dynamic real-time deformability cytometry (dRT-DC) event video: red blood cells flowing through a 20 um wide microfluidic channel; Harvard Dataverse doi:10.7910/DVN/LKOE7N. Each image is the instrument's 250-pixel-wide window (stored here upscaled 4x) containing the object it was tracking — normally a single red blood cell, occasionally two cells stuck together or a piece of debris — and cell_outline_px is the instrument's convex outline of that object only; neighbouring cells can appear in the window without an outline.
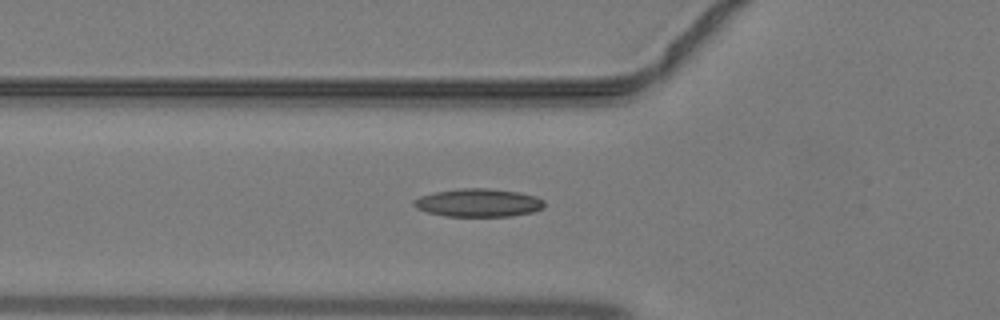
{"species": "common noctule bat (a hibernating species)", "species_latin": "Nyctalus noctula", "temperature_condition": "warm", "stored_images_in_passage": 38, "camera_frame_rate_fps": 3000, "um_per_image_px": 0.085, "animal": {"sex": "male", "body_mass_g": 19.2, "forearm_length_mm": 51.8}, "frame": {"image": 1, "passage_image": 14, "time_ms": 4.333, "image_size_px": [1000, 320], "cell_outline_px": [[544, 208], [532, 212], [512, 216], [444, 216], [428, 212], [416, 208], [412, 204], [412, 200], [420, 196], [436, 192], [460, 188], [488, 188], [516, 192], [536, 196], [544, 200]], "centroid_in_image_um": [40.65, 17.23], "position_along_channel_um": 85.1, "area_um2": 21.39}}
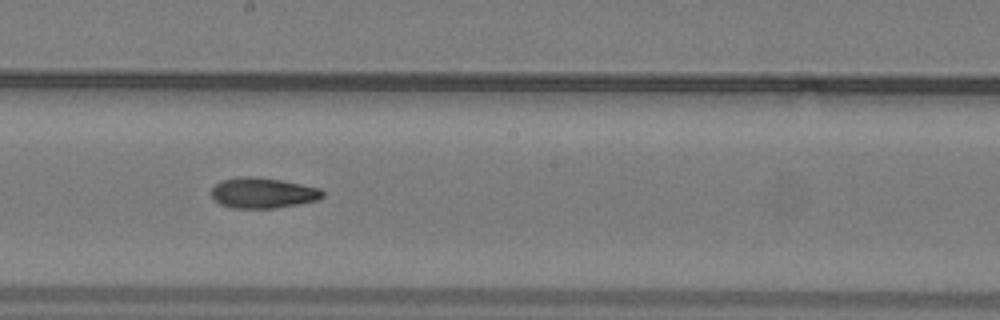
{"frame": {"image": 2, "passage_image": 23, "time_ms": 7.333, "image_size_px": [1000, 320], "cell_outline_px": [[324, 196], [320, 200], [276, 208], [232, 208], [220, 204], [212, 196], [212, 188], [216, 184], [224, 180], [240, 176], [248, 176], [280, 180], [320, 188], [324, 192]], "centroid_in_image_um": [22.37, 16.41], "position_along_channel_um": 225.8, "area_um2": 19.65}}
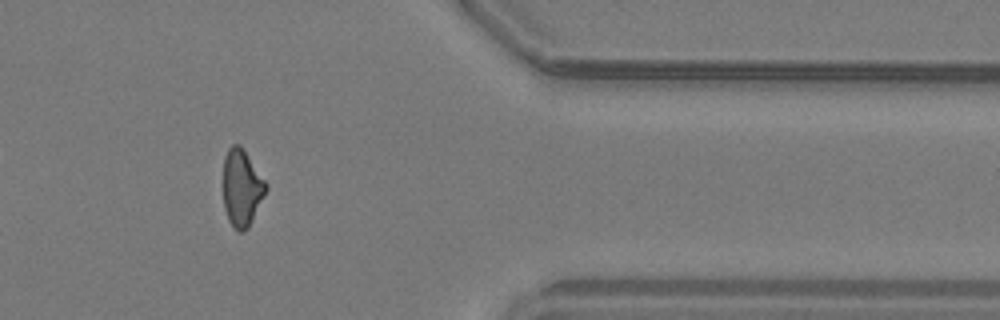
{"frame": {"image": 3, "passage_image": 35, "time_ms": 11.333, "image_size_px": [1000, 320], "cell_outline_px": [[268, 188], [248, 228], [244, 232], [240, 232], [228, 220], [224, 208], [224, 156], [228, 148], [232, 144], [240, 144], [244, 148], [268, 184]], "centroid_in_image_um": [20.56, 15.93], "position_along_channel_um": 390.8, "area_um2": 19.25}}